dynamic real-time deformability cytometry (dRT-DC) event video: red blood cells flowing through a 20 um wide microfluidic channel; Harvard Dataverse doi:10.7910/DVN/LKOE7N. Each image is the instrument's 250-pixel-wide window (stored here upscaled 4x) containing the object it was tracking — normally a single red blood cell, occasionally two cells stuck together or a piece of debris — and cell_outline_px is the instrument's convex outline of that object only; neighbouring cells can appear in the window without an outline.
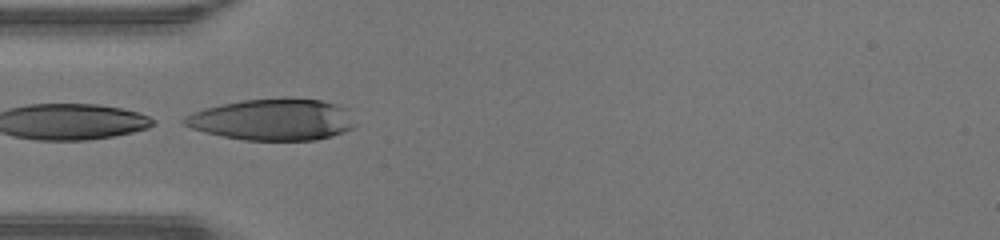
{"species": "human", "species_latin": "Homo sapiens", "temperature_condition": "warm", "stored_images_in_passage": 17, "camera_frame_rate_fps": 3000, "um_per_image_px": 0.085, "donor": {"sex": "male"}, "frame": {"image": 1, "passage_image": 14, "time_ms": 4.333, "image_size_px": [1000, 240], "cell_outline_px": [[356, 128], [332, 136], [316, 140], [244, 140], [204, 132], [180, 124], [180, 120], [184, 116], [192, 112], [204, 108], [244, 100], [320, 100], [336, 104], [344, 108], [356, 124]], "centroid_in_image_um": [23.14, 10.2], "position_along_channel_um": 61.9, "area_um2": 40.69}}